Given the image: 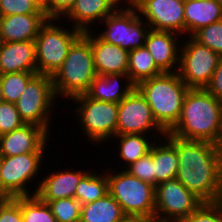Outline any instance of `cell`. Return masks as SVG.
Here are the masks:
<instances>
[{
    "label": "cell",
    "instance_id": "1",
    "mask_svg": "<svg viewBox=\"0 0 222 222\" xmlns=\"http://www.w3.org/2000/svg\"><path fill=\"white\" fill-rule=\"evenodd\" d=\"M176 179L204 203H215L222 175V146L177 137Z\"/></svg>",
    "mask_w": 222,
    "mask_h": 222
},
{
    "label": "cell",
    "instance_id": "2",
    "mask_svg": "<svg viewBox=\"0 0 222 222\" xmlns=\"http://www.w3.org/2000/svg\"><path fill=\"white\" fill-rule=\"evenodd\" d=\"M185 140L222 146V101L204 88H190L177 124L168 132Z\"/></svg>",
    "mask_w": 222,
    "mask_h": 222
},
{
    "label": "cell",
    "instance_id": "3",
    "mask_svg": "<svg viewBox=\"0 0 222 222\" xmlns=\"http://www.w3.org/2000/svg\"><path fill=\"white\" fill-rule=\"evenodd\" d=\"M145 97L157 124L168 133L178 122L190 89L178 72L163 73L135 86Z\"/></svg>",
    "mask_w": 222,
    "mask_h": 222
},
{
    "label": "cell",
    "instance_id": "4",
    "mask_svg": "<svg viewBox=\"0 0 222 222\" xmlns=\"http://www.w3.org/2000/svg\"><path fill=\"white\" fill-rule=\"evenodd\" d=\"M96 75L91 42L82 33L73 42L61 67L52 76L55 96L68 100L86 94Z\"/></svg>",
    "mask_w": 222,
    "mask_h": 222
},
{
    "label": "cell",
    "instance_id": "5",
    "mask_svg": "<svg viewBox=\"0 0 222 222\" xmlns=\"http://www.w3.org/2000/svg\"><path fill=\"white\" fill-rule=\"evenodd\" d=\"M108 192L120 204L124 214L154 222L155 186L130 175L126 170L107 173Z\"/></svg>",
    "mask_w": 222,
    "mask_h": 222
},
{
    "label": "cell",
    "instance_id": "6",
    "mask_svg": "<svg viewBox=\"0 0 222 222\" xmlns=\"http://www.w3.org/2000/svg\"><path fill=\"white\" fill-rule=\"evenodd\" d=\"M55 21L60 19H47L35 38L37 74L51 77L61 67L73 42L82 34L73 26L70 30L65 29Z\"/></svg>",
    "mask_w": 222,
    "mask_h": 222
},
{
    "label": "cell",
    "instance_id": "7",
    "mask_svg": "<svg viewBox=\"0 0 222 222\" xmlns=\"http://www.w3.org/2000/svg\"><path fill=\"white\" fill-rule=\"evenodd\" d=\"M124 6V8L122 5L119 6L101 21L106 29L98 36L105 42L120 46L130 52L144 47L150 26L140 17L132 4Z\"/></svg>",
    "mask_w": 222,
    "mask_h": 222
},
{
    "label": "cell",
    "instance_id": "8",
    "mask_svg": "<svg viewBox=\"0 0 222 222\" xmlns=\"http://www.w3.org/2000/svg\"><path fill=\"white\" fill-rule=\"evenodd\" d=\"M72 100L78 104L75 108L78 122L90 142L102 144L108 139L113 140L118 122V103L91 99L86 94L76 96Z\"/></svg>",
    "mask_w": 222,
    "mask_h": 222
},
{
    "label": "cell",
    "instance_id": "9",
    "mask_svg": "<svg viewBox=\"0 0 222 222\" xmlns=\"http://www.w3.org/2000/svg\"><path fill=\"white\" fill-rule=\"evenodd\" d=\"M55 100L52 77L36 74L15 105L25 124L40 126L50 134L49 120H52L51 111Z\"/></svg>",
    "mask_w": 222,
    "mask_h": 222
},
{
    "label": "cell",
    "instance_id": "10",
    "mask_svg": "<svg viewBox=\"0 0 222 222\" xmlns=\"http://www.w3.org/2000/svg\"><path fill=\"white\" fill-rule=\"evenodd\" d=\"M46 153H27L17 156H1L0 198L33 196L27 189L40 172V164ZM33 179V180H32ZM33 193V194H32Z\"/></svg>",
    "mask_w": 222,
    "mask_h": 222
},
{
    "label": "cell",
    "instance_id": "11",
    "mask_svg": "<svg viewBox=\"0 0 222 222\" xmlns=\"http://www.w3.org/2000/svg\"><path fill=\"white\" fill-rule=\"evenodd\" d=\"M204 202L176 178L155 187L154 222H180Z\"/></svg>",
    "mask_w": 222,
    "mask_h": 222
},
{
    "label": "cell",
    "instance_id": "12",
    "mask_svg": "<svg viewBox=\"0 0 222 222\" xmlns=\"http://www.w3.org/2000/svg\"><path fill=\"white\" fill-rule=\"evenodd\" d=\"M180 47L178 73L189 88H205L218 65L220 55L191 36Z\"/></svg>",
    "mask_w": 222,
    "mask_h": 222
},
{
    "label": "cell",
    "instance_id": "13",
    "mask_svg": "<svg viewBox=\"0 0 222 222\" xmlns=\"http://www.w3.org/2000/svg\"><path fill=\"white\" fill-rule=\"evenodd\" d=\"M154 131L155 139L167 133L155 121L151 108L145 97L135 87L120 103H118L117 135L144 134ZM158 132V134H156ZM158 137V138H157Z\"/></svg>",
    "mask_w": 222,
    "mask_h": 222
},
{
    "label": "cell",
    "instance_id": "14",
    "mask_svg": "<svg viewBox=\"0 0 222 222\" xmlns=\"http://www.w3.org/2000/svg\"><path fill=\"white\" fill-rule=\"evenodd\" d=\"M132 5L155 31H171L185 36L184 1L135 0Z\"/></svg>",
    "mask_w": 222,
    "mask_h": 222
},
{
    "label": "cell",
    "instance_id": "15",
    "mask_svg": "<svg viewBox=\"0 0 222 222\" xmlns=\"http://www.w3.org/2000/svg\"><path fill=\"white\" fill-rule=\"evenodd\" d=\"M49 134L44 128L34 124H24L20 128L0 136V155L17 156L27 153H44Z\"/></svg>",
    "mask_w": 222,
    "mask_h": 222
},
{
    "label": "cell",
    "instance_id": "16",
    "mask_svg": "<svg viewBox=\"0 0 222 222\" xmlns=\"http://www.w3.org/2000/svg\"><path fill=\"white\" fill-rule=\"evenodd\" d=\"M179 37L182 36L175 32L155 31L151 29L147 34L144 46L152 55L156 66L163 73L178 72L180 64V49L178 47L181 46H178V44L182 42L180 40L179 43Z\"/></svg>",
    "mask_w": 222,
    "mask_h": 222
},
{
    "label": "cell",
    "instance_id": "17",
    "mask_svg": "<svg viewBox=\"0 0 222 222\" xmlns=\"http://www.w3.org/2000/svg\"><path fill=\"white\" fill-rule=\"evenodd\" d=\"M92 33L90 30L83 34L91 42L96 74H127L129 52Z\"/></svg>",
    "mask_w": 222,
    "mask_h": 222
},
{
    "label": "cell",
    "instance_id": "18",
    "mask_svg": "<svg viewBox=\"0 0 222 222\" xmlns=\"http://www.w3.org/2000/svg\"><path fill=\"white\" fill-rule=\"evenodd\" d=\"M62 170L54 171L39 180L40 183L35 187V195L41 201H54L63 198H75L76 188L81 179L89 172Z\"/></svg>",
    "mask_w": 222,
    "mask_h": 222
},
{
    "label": "cell",
    "instance_id": "19",
    "mask_svg": "<svg viewBox=\"0 0 222 222\" xmlns=\"http://www.w3.org/2000/svg\"><path fill=\"white\" fill-rule=\"evenodd\" d=\"M119 4V0H76L74 6L62 19L73 21V27L84 33L90 31L95 21L101 23L120 6Z\"/></svg>",
    "mask_w": 222,
    "mask_h": 222
},
{
    "label": "cell",
    "instance_id": "20",
    "mask_svg": "<svg viewBox=\"0 0 222 222\" xmlns=\"http://www.w3.org/2000/svg\"><path fill=\"white\" fill-rule=\"evenodd\" d=\"M12 72H37L35 40L2 43L0 75Z\"/></svg>",
    "mask_w": 222,
    "mask_h": 222
},
{
    "label": "cell",
    "instance_id": "21",
    "mask_svg": "<svg viewBox=\"0 0 222 222\" xmlns=\"http://www.w3.org/2000/svg\"><path fill=\"white\" fill-rule=\"evenodd\" d=\"M45 14L0 16V35L3 42L33 41L47 21Z\"/></svg>",
    "mask_w": 222,
    "mask_h": 222
},
{
    "label": "cell",
    "instance_id": "22",
    "mask_svg": "<svg viewBox=\"0 0 222 222\" xmlns=\"http://www.w3.org/2000/svg\"><path fill=\"white\" fill-rule=\"evenodd\" d=\"M185 35L222 20V6L217 0L184 1Z\"/></svg>",
    "mask_w": 222,
    "mask_h": 222
},
{
    "label": "cell",
    "instance_id": "23",
    "mask_svg": "<svg viewBox=\"0 0 222 222\" xmlns=\"http://www.w3.org/2000/svg\"><path fill=\"white\" fill-rule=\"evenodd\" d=\"M122 79L123 83L126 82L124 88L121 86ZM133 89L135 85L128 74H97L86 95L95 100L120 103Z\"/></svg>",
    "mask_w": 222,
    "mask_h": 222
},
{
    "label": "cell",
    "instance_id": "24",
    "mask_svg": "<svg viewBox=\"0 0 222 222\" xmlns=\"http://www.w3.org/2000/svg\"><path fill=\"white\" fill-rule=\"evenodd\" d=\"M163 139V144L159 139L160 144L157 140L153 144L155 187L176 178L178 172L177 137L167 133Z\"/></svg>",
    "mask_w": 222,
    "mask_h": 222
},
{
    "label": "cell",
    "instance_id": "25",
    "mask_svg": "<svg viewBox=\"0 0 222 222\" xmlns=\"http://www.w3.org/2000/svg\"><path fill=\"white\" fill-rule=\"evenodd\" d=\"M126 215L108 192L102 198L81 205L80 222H120Z\"/></svg>",
    "mask_w": 222,
    "mask_h": 222
},
{
    "label": "cell",
    "instance_id": "26",
    "mask_svg": "<svg viewBox=\"0 0 222 222\" xmlns=\"http://www.w3.org/2000/svg\"><path fill=\"white\" fill-rule=\"evenodd\" d=\"M127 74L137 86L140 82L159 76L163 72L156 66L152 55L144 46L129 52Z\"/></svg>",
    "mask_w": 222,
    "mask_h": 222
},
{
    "label": "cell",
    "instance_id": "27",
    "mask_svg": "<svg viewBox=\"0 0 222 222\" xmlns=\"http://www.w3.org/2000/svg\"><path fill=\"white\" fill-rule=\"evenodd\" d=\"M113 138H117L116 140H119L120 142L117 151L120 159L125 162V168L148 154L152 145L155 143L153 137L150 136V139H148L144 134L117 135ZM151 139L154 141L152 142Z\"/></svg>",
    "mask_w": 222,
    "mask_h": 222
},
{
    "label": "cell",
    "instance_id": "28",
    "mask_svg": "<svg viewBox=\"0 0 222 222\" xmlns=\"http://www.w3.org/2000/svg\"><path fill=\"white\" fill-rule=\"evenodd\" d=\"M89 172L79 182L75 198L84 205L96 201L108 193L107 172Z\"/></svg>",
    "mask_w": 222,
    "mask_h": 222
},
{
    "label": "cell",
    "instance_id": "29",
    "mask_svg": "<svg viewBox=\"0 0 222 222\" xmlns=\"http://www.w3.org/2000/svg\"><path fill=\"white\" fill-rule=\"evenodd\" d=\"M36 74L37 72H12L0 75L4 101L15 104Z\"/></svg>",
    "mask_w": 222,
    "mask_h": 222
},
{
    "label": "cell",
    "instance_id": "30",
    "mask_svg": "<svg viewBox=\"0 0 222 222\" xmlns=\"http://www.w3.org/2000/svg\"><path fill=\"white\" fill-rule=\"evenodd\" d=\"M23 222H56L49 205L36 195L21 197Z\"/></svg>",
    "mask_w": 222,
    "mask_h": 222
},
{
    "label": "cell",
    "instance_id": "31",
    "mask_svg": "<svg viewBox=\"0 0 222 222\" xmlns=\"http://www.w3.org/2000/svg\"><path fill=\"white\" fill-rule=\"evenodd\" d=\"M47 203L56 218V222H80L81 203L76 198H63Z\"/></svg>",
    "mask_w": 222,
    "mask_h": 222
},
{
    "label": "cell",
    "instance_id": "32",
    "mask_svg": "<svg viewBox=\"0 0 222 222\" xmlns=\"http://www.w3.org/2000/svg\"><path fill=\"white\" fill-rule=\"evenodd\" d=\"M191 37L222 56V20L199 29Z\"/></svg>",
    "mask_w": 222,
    "mask_h": 222
},
{
    "label": "cell",
    "instance_id": "33",
    "mask_svg": "<svg viewBox=\"0 0 222 222\" xmlns=\"http://www.w3.org/2000/svg\"><path fill=\"white\" fill-rule=\"evenodd\" d=\"M130 175L155 186L154 161H153V145L150 152L141 157L136 162L124 168Z\"/></svg>",
    "mask_w": 222,
    "mask_h": 222
},
{
    "label": "cell",
    "instance_id": "34",
    "mask_svg": "<svg viewBox=\"0 0 222 222\" xmlns=\"http://www.w3.org/2000/svg\"><path fill=\"white\" fill-rule=\"evenodd\" d=\"M25 123L20 117L14 103H0V136L20 128Z\"/></svg>",
    "mask_w": 222,
    "mask_h": 222
},
{
    "label": "cell",
    "instance_id": "35",
    "mask_svg": "<svg viewBox=\"0 0 222 222\" xmlns=\"http://www.w3.org/2000/svg\"><path fill=\"white\" fill-rule=\"evenodd\" d=\"M44 14L30 0H0V16Z\"/></svg>",
    "mask_w": 222,
    "mask_h": 222
},
{
    "label": "cell",
    "instance_id": "36",
    "mask_svg": "<svg viewBox=\"0 0 222 222\" xmlns=\"http://www.w3.org/2000/svg\"><path fill=\"white\" fill-rule=\"evenodd\" d=\"M180 222H222V211L215 203H203Z\"/></svg>",
    "mask_w": 222,
    "mask_h": 222
},
{
    "label": "cell",
    "instance_id": "37",
    "mask_svg": "<svg viewBox=\"0 0 222 222\" xmlns=\"http://www.w3.org/2000/svg\"><path fill=\"white\" fill-rule=\"evenodd\" d=\"M0 222H23L21 197L0 198Z\"/></svg>",
    "mask_w": 222,
    "mask_h": 222
},
{
    "label": "cell",
    "instance_id": "38",
    "mask_svg": "<svg viewBox=\"0 0 222 222\" xmlns=\"http://www.w3.org/2000/svg\"><path fill=\"white\" fill-rule=\"evenodd\" d=\"M76 0H45V15L48 19L63 18L74 6Z\"/></svg>",
    "mask_w": 222,
    "mask_h": 222
},
{
    "label": "cell",
    "instance_id": "39",
    "mask_svg": "<svg viewBox=\"0 0 222 222\" xmlns=\"http://www.w3.org/2000/svg\"><path fill=\"white\" fill-rule=\"evenodd\" d=\"M204 89L217 100L222 101V56L219 59L209 84Z\"/></svg>",
    "mask_w": 222,
    "mask_h": 222
},
{
    "label": "cell",
    "instance_id": "40",
    "mask_svg": "<svg viewBox=\"0 0 222 222\" xmlns=\"http://www.w3.org/2000/svg\"><path fill=\"white\" fill-rule=\"evenodd\" d=\"M120 222H152L148 219L142 218V217H130L126 216L122 221Z\"/></svg>",
    "mask_w": 222,
    "mask_h": 222
},
{
    "label": "cell",
    "instance_id": "41",
    "mask_svg": "<svg viewBox=\"0 0 222 222\" xmlns=\"http://www.w3.org/2000/svg\"><path fill=\"white\" fill-rule=\"evenodd\" d=\"M215 204L221 209L222 211V175H221V182L219 186V193L217 196V199L215 201Z\"/></svg>",
    "mask_w": 222,
    "mask_h": 222
},
{
    "label": "cell",
    "instance_id": "42",
    "mask_svg": "<svg viewBox=\"0 0 222 222\" xmlns=\"http://www.w3.org/2000/svg\"><path fill=\"white\" fill-rule=\"evenodd\" d=\"M39 10L45 14V0H30Z\"/></svg>",
    "mask_w": 222,
    "mask_h": 222
},
{
    "label": "cell",
    "instance_id": "43",
    "mask_svg": "<svg viewBox=\"0 0 222 222\" xmlns=\"http://www.w3.org/2000/svg\"><path fill=\"white\" fill-rule=\"evenodd\" d=\"M120 1V3L122 4V3H124L125 1L127 2H125V4H132L135 0H119Z\"/></svg>",
    "mask_w": 222,
    "mask_h": 222
},
{
    "label": "cell",
    "instance_id": "44",
    "mask_svg": "<svg viewBox=\"0 0 222 222\" xmlns=\"http://www.w3.org/2000/svg\"><path fill=\"white\" fill-rule=\"evenodd\" d=\"M3 96H2V86H1V81H0V103L3 102Z\"/></svg>",
    "mask_w": 222,
    "mask_h": 222
},
{
    "label": "cell",
    "instance_id": "45",
    "mask_svg": "<svg viewBox=\"0 0 222 222\" xmlns=\"http://www.w3.org/2000/svg\"><path fill=\"white\" fill-rule=\"evenodd\" d=\"M2 43H3V41H2V38H1V35H0V49H1Z\"/></svg>",
    "mask_w": 222,
    "mask_h": 222
},
{
    "label": "cell",
    "instance_id": "46",
    "mask_svg": "<svg viewBox=\"0 0 222 222\" xmlns=\"http://www.w3.org/2000/svg\"><path fill=\"white\" fill-rule=\"evenodd\" d=\"M0 174H1V155H0Z\"/></svg>",
    "mask_w": 222,
    "mask_h": 222
},
{
    "label": "cell",
    "instance_id": "47",
    "mask_svg": "<svg viewBox=\"0 0 222 222\" xmlns=\"http://www.w3.org/2000/svg\"><path fill=\"white\" fill-rule=\"evenodd\" d=\"M219 2V4L222 6V0H217Z\"/></svg>",
    "mask_w": 222,
    "mask_h": 222
}]
</instances>
